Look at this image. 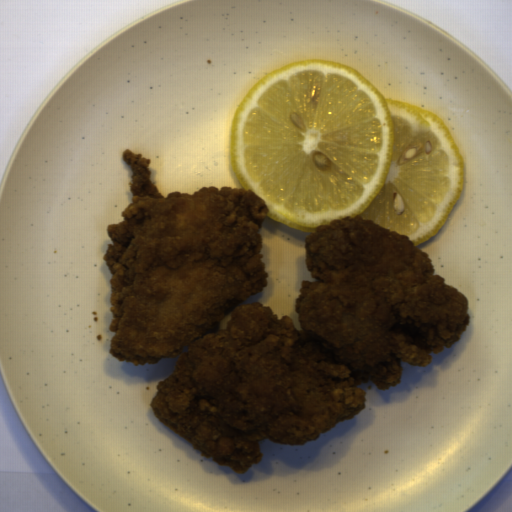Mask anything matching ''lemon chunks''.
<instances>
[{"mask_svg":"<svg viewBox=\"0 0 512 512\" xmlns=\"http://www.w3.org/2000/svg\"><path fill=\"white\" fill-rule=\"evenodd\" d=\"M229 157L275 222L314 234L361 216L414 247L437 235L464 186L440 117L326 59L292 62L251 87L234 111Z\"/></svg>","mask_w":512,"mask_h":512,"instance_id":"e0be4373","label":"lemon chunks"}]
</instances>
